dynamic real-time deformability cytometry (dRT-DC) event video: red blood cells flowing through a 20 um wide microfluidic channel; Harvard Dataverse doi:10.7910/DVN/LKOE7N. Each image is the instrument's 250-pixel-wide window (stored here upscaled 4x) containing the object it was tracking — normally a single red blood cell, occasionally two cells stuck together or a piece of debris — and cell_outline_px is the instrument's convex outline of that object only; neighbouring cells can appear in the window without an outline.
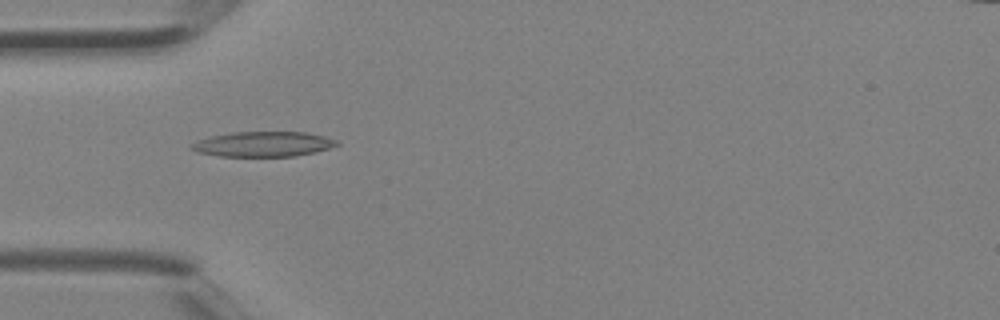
{"species": "Egyptian fruit bat (a non-hibernating species)", "species_latin": "Rousettus aegyptiacus", "temperature_condition": "room temperature", "stored_images_in_passage": 3, "camera_frame_rate_fps": 3000, "um_per_image_px": 0.085, "animal": {"sex": "female"}, "frame": {"image": 1, "passage_image": 3, "time_ms": 0.667, "image_size_px": [1000, 320], "cell_outline_px": [[340, 144], [316, 152], [296, 156], [220, 156], [196, 152], [192, 148], [192, 144], [200, 140], [212, 136], [232, 132], [304, 132], [324, 136], [340, 140]], "centroid_in_image_um": [22.44, 12.25], "position_along_channel_um": 62.6, "area_um2": 21.1}}